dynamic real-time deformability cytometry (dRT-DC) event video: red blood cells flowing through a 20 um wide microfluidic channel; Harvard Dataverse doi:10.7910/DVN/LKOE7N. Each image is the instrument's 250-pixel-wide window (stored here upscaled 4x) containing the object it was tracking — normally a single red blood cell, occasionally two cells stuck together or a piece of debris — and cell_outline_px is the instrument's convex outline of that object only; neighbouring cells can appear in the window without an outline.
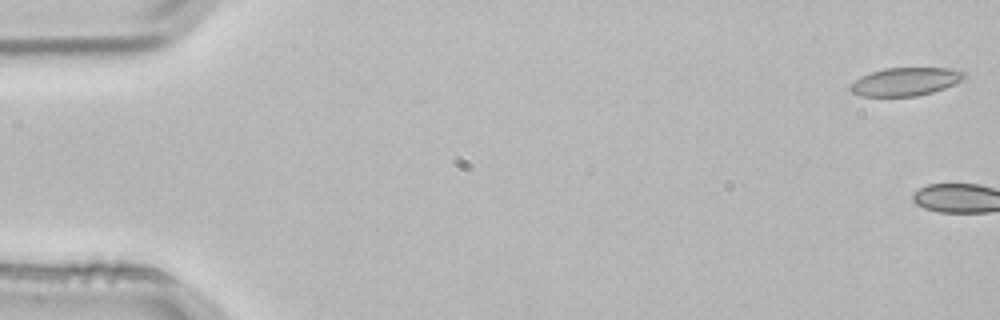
{"species": "common noctule bat (a hibernating species)", "species_latin": "Nyctalus noctula", "temperature_condition": "room temperature", "stored_images_in_passage": 3, "camera_frame_rate_fps": 3000, "um_per_image_px": 0.085, "animal": {"sex": "male", "body_mass_g": 21.5, "forearm_length_mm": 52.0}, "frame": {"image": 1, "passage_image": 1, "time_ms": 0.0, "image_size_px": [1000, 320], "cell_outline_px": [[964, 76], [960, 80], [944, 88], [932, 92], [916, 96], [860, 96], [852, 92], [848, 88], [856, 80], [872, 72], [884, 68], [948, 68], [964, 72]], "centroid_in_image_um": [76.93, 6.94], "position_along_channel_um": 8.1, "area_um2": 18.26}}